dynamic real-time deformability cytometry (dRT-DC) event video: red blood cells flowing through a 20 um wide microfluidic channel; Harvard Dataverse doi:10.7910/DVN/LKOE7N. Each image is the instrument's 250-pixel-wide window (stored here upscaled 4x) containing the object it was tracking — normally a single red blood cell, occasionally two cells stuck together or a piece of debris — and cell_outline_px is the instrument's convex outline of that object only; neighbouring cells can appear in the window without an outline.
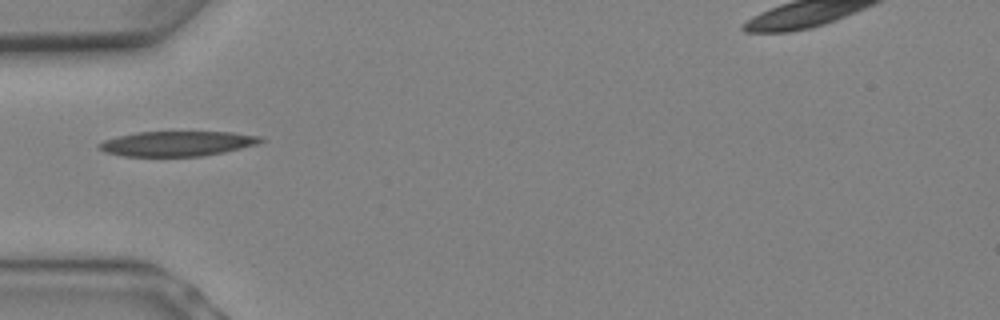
{"species": "Egyptian fruit bat (a non-hibernating species)", "species_latin": "Rousettus aegyptiacus", "temperature_condition": "warm", "stored_images_in_passage": 3, "camera_frame_rate_fps": 3000, "um_per_image_px": 0.085, "animal": {"sex": "female"}, "frame": {"image": 1, "passage_image": 1, "time_ms": 0.0, "image_size_px": [1000, 320], "cell_outline_px": [[264, 140], [260, 144], [224, 152], [204, 156], [124, 156], [104, 152], [96, 144], [104, 140], [136, 132], [232, 132], [264, 136]], "centroid_in_image_um": [15.12, 12.2], "position_along_channel_um": 69.9, "area_um2": 23.64}}
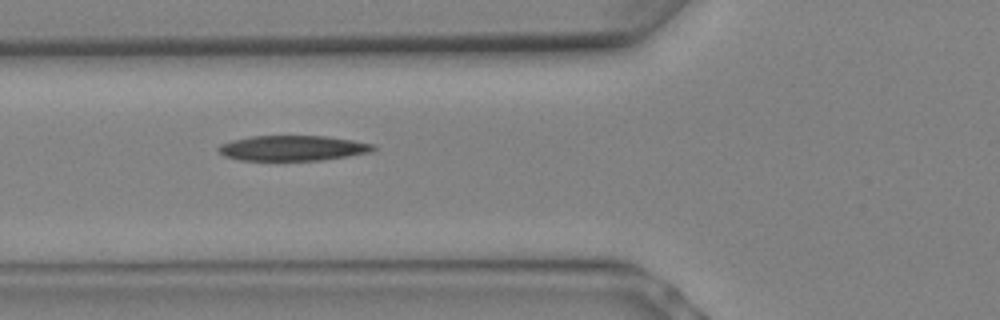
{"frame": {"image": 2, "passage_image": 2, "time_ms": 0.333, "image_size_px": [1000, 320], "cell_outline_px": [[376, 148], [372, 152], [348, 156], [320, 160], [240, 160], [224, 156], [216, 148], [220, 144], [232, 140], [252, 136], [324, 136], [352, 140], [376, 144]], "centroid_in_image_um": [24.89, 12.59], "position_along_channel_um": 100.9, "area_um2": 22.77}}
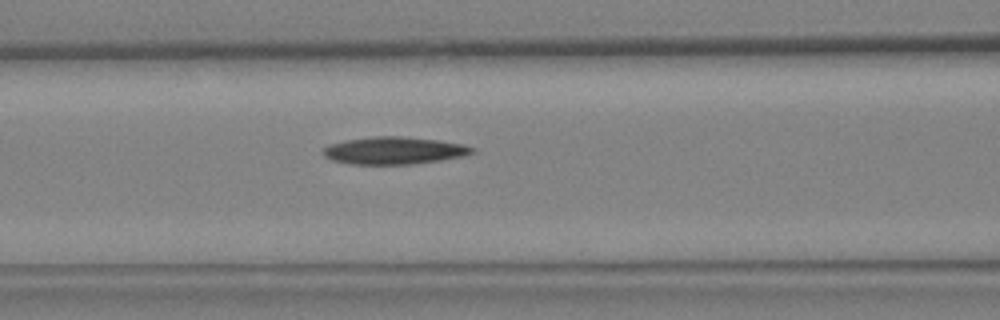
{"frame": {"image": 3, "passage_image": 3, "time_ms": 0.667, "image_size_px": [1000, 320], "cell_outline_px": [[476, 152], [464, 156], [440, 160], [412, 164], [348, 164], [332, 160], [324, 156], [324, 148], [332, 144], [344, 140], [376, 136], [400, 136], [436, 140], [464, 144], [476, 148]], "centroid_in_image_um": [33.53, 12.8], "position_along_channel_um": 133.1, "area_um2": 23.7}}